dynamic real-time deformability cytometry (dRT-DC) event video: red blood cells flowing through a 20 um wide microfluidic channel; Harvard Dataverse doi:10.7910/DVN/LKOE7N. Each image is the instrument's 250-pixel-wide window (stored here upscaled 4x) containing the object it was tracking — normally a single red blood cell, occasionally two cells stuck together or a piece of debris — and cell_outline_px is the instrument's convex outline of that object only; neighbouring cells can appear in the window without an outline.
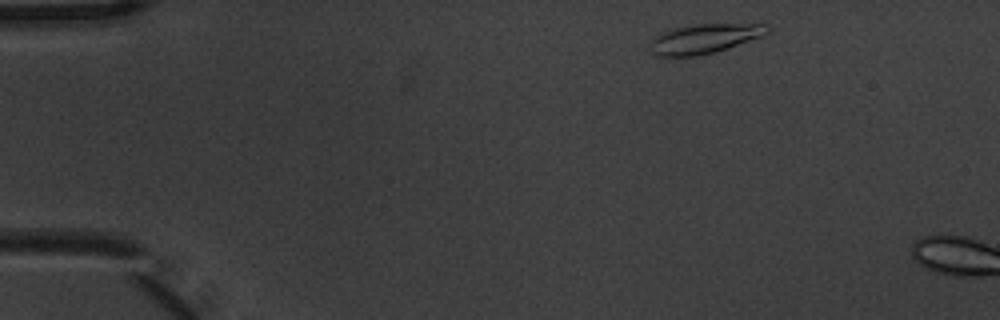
{"species": "common noctule bat (a hibernating species)", "species_latin": "Nyctalus noctula", "temperature_condition": "warm", "stored_images_in_passage": 2, "camera_frame_rate_fps": 3000, "um_per_image_px": 0.085, "animal": {"sex": "male", "body_mass_g": 20.1, "forearm_length_mm": 53.5}, "frame": {"image": 1, "passage_image": 1, "time_ms": 0.0, "image_size_px": [1000, 320], "cell_outline_px": [[772, 28], [764, 36], [716, 52], [696, 56], [656, 56], [648, 52], [648, 48], [652, 36], [660, 32], [672, 28], [696, 24], [768, 24]], "centroid_in_image_um": [59.82, 3.29], "position_along_channel_um": 25.2, "area_um2": 20.69}}